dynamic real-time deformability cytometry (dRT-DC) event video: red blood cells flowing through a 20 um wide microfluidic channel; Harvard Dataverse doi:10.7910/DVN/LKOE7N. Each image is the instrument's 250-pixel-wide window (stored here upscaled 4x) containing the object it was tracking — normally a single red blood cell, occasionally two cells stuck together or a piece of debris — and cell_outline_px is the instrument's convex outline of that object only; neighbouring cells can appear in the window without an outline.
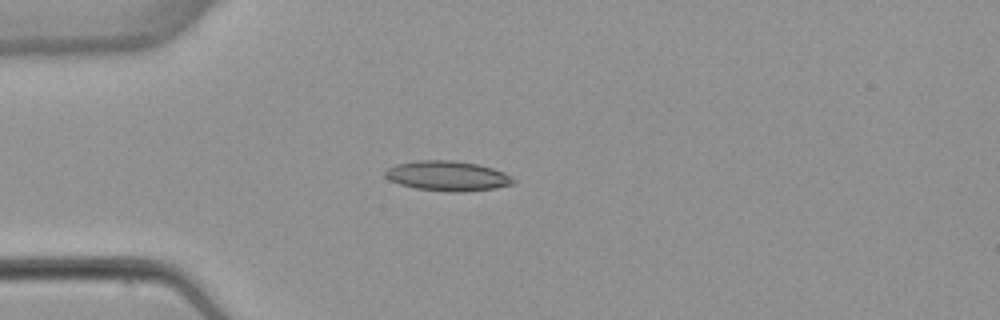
{"species": "common noctule bat (a hibernating species)", "species_latin": "Nyctalus noctula", "temperature_condition": "warm", "stored_images_in_passage": 5, "camera_frame_rate_fps": 3000, "um_per_image_px": 0.085, "animal": {"sex": "female", "body_mass_g": 22.7, "forearm_length_mm": 54.2}, "frame": {"image": 1, "passage_image": 5, "time_ms": 4.667, "image_size_px": [1000, 320], "cell_outline_px": [[516, 180], [512, 184], [496, 188], [464, 192], [448, 192], [416, 188], [400, 184], [384, 176], [384, 172], [388, 168], [396, 164], [420, 160], [452, 160], [480, 164], [504, 172], [512, 176]], "centroid_in_image_um": [38.08, 14.95], "position_along_channel_um": 46.9, "area_um2": 22.43}}